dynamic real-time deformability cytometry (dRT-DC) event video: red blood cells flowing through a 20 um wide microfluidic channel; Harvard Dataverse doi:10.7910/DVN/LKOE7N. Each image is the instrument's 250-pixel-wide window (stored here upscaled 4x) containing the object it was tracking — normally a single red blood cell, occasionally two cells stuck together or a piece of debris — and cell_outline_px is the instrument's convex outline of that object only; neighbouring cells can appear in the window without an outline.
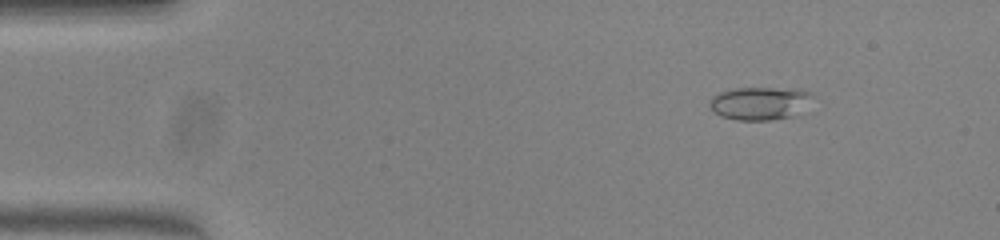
{"species": "common noctule bat (a hibernating species)", "species_latin": "Nyctalus noctula", "temperature_condition": "warm", "stored_images_in_passage": 51, "camera_frame_rate_fps": 3000, "um_per_image_px": 0.085, "animal": {"sex": "female", "body_mass_g": 23.0, "forearm_length_mm": 53.4}, "frame": {"image": 1, "passage_image": 6, "time_ms": 1.667, "image_size_px": [1000, 240], "cell_outline_px": [[816, 96], [812, 112], [772, 120], [736, 120], [720, 116], [708, 104], [708, 100], [712, 96], [720, 92], [732, 88], [800, 88], [812, 92]], "centroid_in_image_um": [64.79, 8.77], "position_along_channel_um": 20.2, "area_um2": 21.1}}
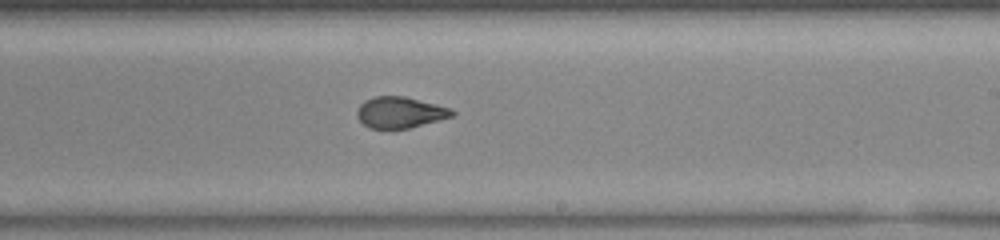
{"frame": {"image": 2, "passage_image": 30, "time_ms": 9.667, "image_size_px": [1000, 240], "cell_outline_px": [[456, 112], [452, 116], [440, 120], [408, 128], [368, 128], [356, 116], [356, 112], [360, 104], [364, 100], [376, 96], [404, 96], [436, 104], [448, 108]], "centroid_in_image_um": [33.97, 9.55], "position_along_channel_um": 255.0, "area_um2": 17.11}}
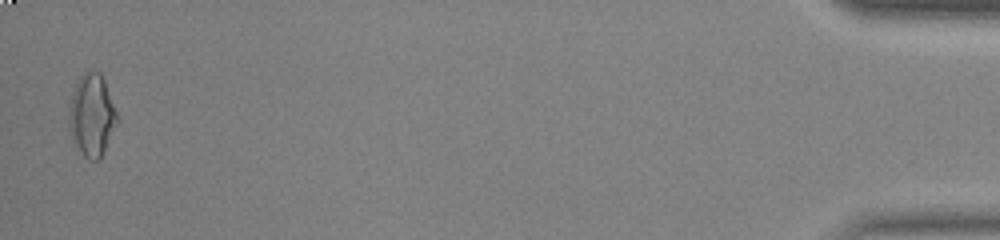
{"frame": {"image": 3, "passage_image": 50, "time_ms": 16.333, "image_size_px": [1000, 240], "cell_outline_px": [[120, 120], [100, 160], [88, 160], [84, 156], [72, 140], [68, 116], [68, 112], [76, 80], [84, 72], [100, 72], [104, 80]], "centroid_in_image_um": [7.82, 9.83], "position_along_channel_um": 427.4, "area_um2": 23.18}, "authors_computed_cell_mechanics": {"area_um2": 18.7272, "velocity_mm_per_s": 4.0003, "shape_relaxation_time_tau1_ms": null, "shape_relaxation_time_tau2_ms": 1.1076, "deformation_change_tau1": null, "deformation_change_tau2": 0.0547}}